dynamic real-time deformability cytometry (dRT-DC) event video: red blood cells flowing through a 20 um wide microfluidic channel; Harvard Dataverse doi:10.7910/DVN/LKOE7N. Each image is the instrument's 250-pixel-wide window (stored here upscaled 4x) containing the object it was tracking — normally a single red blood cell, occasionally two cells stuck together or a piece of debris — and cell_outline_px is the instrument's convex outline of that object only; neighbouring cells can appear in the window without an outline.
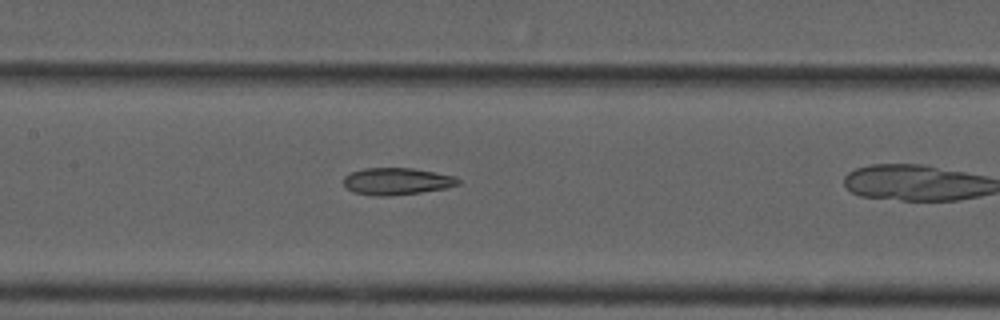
{"species": "common noctule bat (a hibernating species)", "species_latin": "Nyctalus noctula", "temperature_condition": "cold", "stored_images_in_passage": 18, "camera_frame_rate_fps": 3000, "um_per_image_px": 0.085, "animal": {"sex": "male", "forearm_length_mm": 52.5}, "frame": {"image": 1, "passage_image": 11, "time_ms": 3.333, "image_size_px": [1000, 320], "cell_outline_px": [[460, 184], [448, 188], [420, 192], [388, 196], [376, 196], [352, 192], [344, 184], [344, 176], [352, 172], [364, 168], [412, 168], [456, 176], [460, 180]], "centroid_in_image_um": [33.75, 15.41], "position_along_channel_um": 173.6, "area_um2": 18.03}}